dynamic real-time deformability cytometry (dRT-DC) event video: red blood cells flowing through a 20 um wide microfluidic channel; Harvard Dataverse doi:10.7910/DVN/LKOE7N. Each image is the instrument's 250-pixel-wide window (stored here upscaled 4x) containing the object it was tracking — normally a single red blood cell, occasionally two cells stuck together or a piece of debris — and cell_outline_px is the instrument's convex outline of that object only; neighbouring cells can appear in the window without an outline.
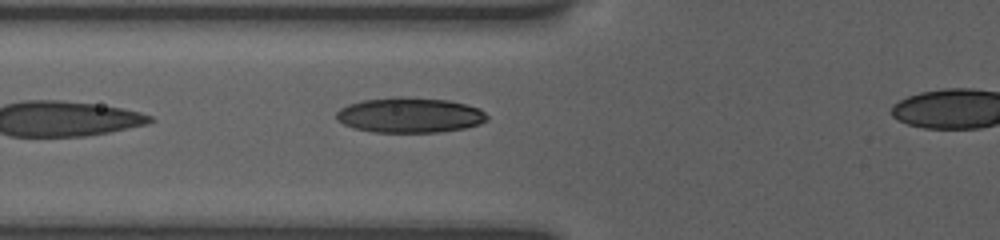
{"species": "human", "species_latin": "Homo sapiens", "temperature_condition": "room temperature", "stored_images_in_passage": 6, "segment_of_instrument_passage": [1, 2], "camera_frame_rate_fps": 3000, "um_per_image_px": 0.085, "donor": {"sex": "female"}, "frame": {"image": 1, "passage_image": 5, "time_ms": 4.333, "image_size_px": [1000, 240], "cell_outline_px": [[488, 116], [484, 120], [476, 124], [464, 128], [436, 132], [376, 132], [356, 128], [344, 124], [336, 116], [336, 112], [340, 108], [348, 104], [360, 100], [396, 96], [404, 96], [448, 100], [480, 108]], "centroid_in_image_um": [34.8, 9.76], "position_along_channel_um": 91.0, "area_um2": 30.69}}